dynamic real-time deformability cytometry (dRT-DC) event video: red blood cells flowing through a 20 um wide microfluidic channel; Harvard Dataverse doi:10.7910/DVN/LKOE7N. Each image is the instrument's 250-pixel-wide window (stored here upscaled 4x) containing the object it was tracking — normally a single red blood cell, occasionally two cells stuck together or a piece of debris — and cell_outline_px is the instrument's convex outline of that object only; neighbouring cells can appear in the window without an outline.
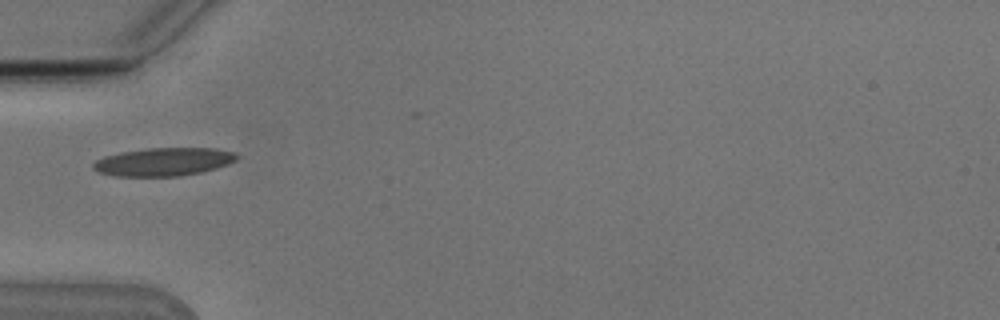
{"species": "Egyptian fruit bat (a non-hibernating species)", "species_latin": "Rousettus aegyptiacus", "temperature_condition": "cold", "stored_images_in_passage": 37, "camera_frame_rate_fps": 3000, "um_per_image_px": 0.085, "animal": {"sex": "male"}, "frame": {"image": 1, "passage_image": 1, "time_ms": 0.0, "image_size_px": [1000, 320], "cell_outline_px": [[240, 156], [236, 160], [228, 164], [216, 168], [200, 172], [176, 176], [112, 176], [100, 172], [92, 168], [92, 164], [96, 160], [104, 156], [120, 152], [148, 148], [216, 148], [236, 152]], "centroid_in_image_um": [13.92, 13.74], "position_along_channel_um": 71.1, "area_um2": 23.64}}
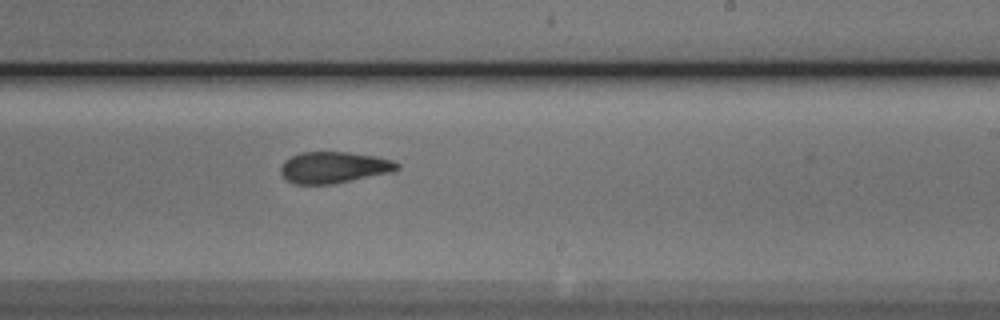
{"frame": {"image": 2, "passage_image": 16, "time_ms": 5.0, "image_size_px": [1000, 320], "cell_outline_px": [[400, 168], [392, 172], [332, 184], [296, 184], [288, 180], [280, 172], [280, 168], [284, 160], [300, 152], [348, 152], [376, 156], [392, 160], [400, 164]], "centroid_in_image_um": [28.39, 14.22], "position_along_channel_um": 260.6, "area_um2": 21.27}}
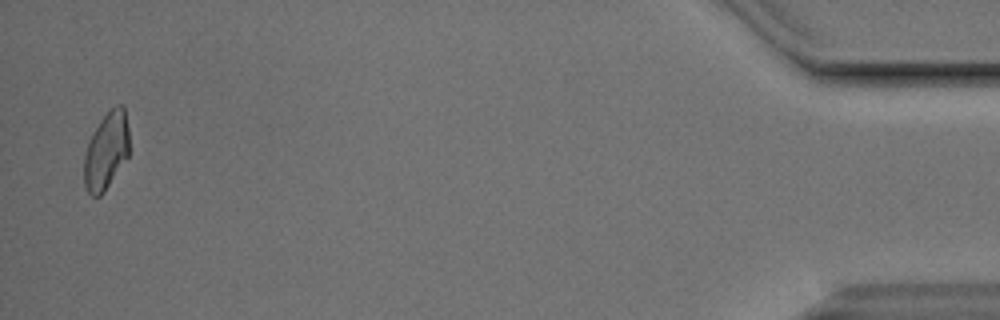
{"frame": {"image": 3, "passage_image": 36, "time_ms": 11.667, "image_size_px": [1000, 320], "cell_outline_px": [[128, 156], [104, 192], [100, 196], [92, 196], [88, 192], [84, 184], [84, 156], [88, 144], [100, 120], [116, 104], [124, 104], [128, 128]], "centroid_in_image_um": [9.04, 12.83], "position_along_channel_um": 426.2, "area_um2": 20.06}, "authors_computed_cell_mechanics": {"area_um2": 21.386, "velocity_mm_per_s": 3.7895, "shape_relaxation_time_tau1_ms": null, "shape_relaxation_time_tau2_ms": 2.3687, "deformation_change_tau1": null, "deformation_change_tau2": 0.0898}}